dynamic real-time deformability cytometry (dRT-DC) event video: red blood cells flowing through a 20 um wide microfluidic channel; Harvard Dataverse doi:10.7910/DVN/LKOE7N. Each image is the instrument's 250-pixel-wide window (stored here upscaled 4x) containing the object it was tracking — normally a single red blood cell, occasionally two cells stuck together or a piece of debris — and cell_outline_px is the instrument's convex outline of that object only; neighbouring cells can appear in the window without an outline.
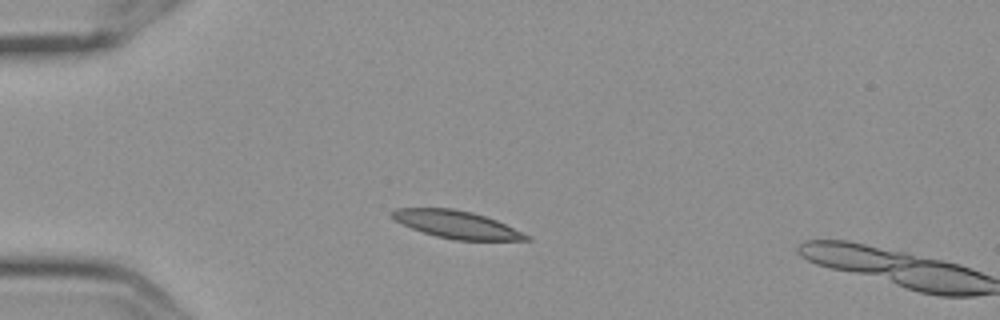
{"species": "Egyptian fruit bat (a non-hibernating species)", "species_latin": "Rousettus aegyptiacus", "temperature_condition": "cold", "stored_images_in_passage": 3, "camera_frame_rate_fps": 3000, "um_per_image_px": 0.085, "frame": {"image": 1, "passage_image": 2, "time_ms": 0.333, "image_size_px": [1000, 320], "cell_outline_px": [[532, 240], [456, 240], [436, 236], [412, 228], [396, 220], [388, 212], [396, 208], [452, 208], [472, 212], [496, 220], [532, 236]], "centroid_in_image_um": [38.84, 19.08], "position_along_channel_um": 46.2, "area_um2": 21.39}}